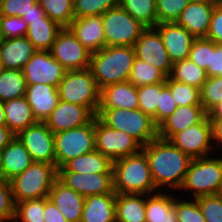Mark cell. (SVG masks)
Returning <instances> with one entry per match:
<instances>
[{"instance_id":"6da1fadb","label":"cell","mask_w":222,"mask_h":222,"mask_svg":"<svg viewBox=\"0 0 222 222\" xmlns=\"http://www.w3.org/2000/svg\"><path fill=\"white\" fill-rule=\"evenodd\" d=\"M142 151L146 154L153 182L159 191L163 186L172 190L182 187L192 160L188 154L159 137L142 146Z\"/></svg>"},{"instance_id":"7a4b0ae2","label":"cell","mask_w":222,"mask_h":222,"mask_svg":"<svg viewBox=\"0 0 222 222\" xmlns=\"http://www.w3.org/2000/svg\"><path fill=\"white\" fill-rule=\"evenodd\" d=\"M135 58L132 46H105L92 53L89 68L99 89L128 81Z\"/></svg>"},{"instance_id":"3957f363","label":"cell","mask_w":222,"mask_h":222,"mask_svg":"<svg viewBox=\"0 0 222 222\" xmlns=\"http://www.w3.org/2000/svg\"><path fill=\"white\" fill-rule=\"evenodd\" d=\"M114 192L116 194H153L156 188L146 154L125 156L113 162Z\"/></svg>"},{"instance_id":"277c9868","label":"cell","mask_w":222,"mask_h":222,"mask_svg":"<svg viewBox=\"0 0 222 222\" xmlns=\"http://www.w3.org/2000/svg\"><path fill=\"white\" fill-rule=\"evenodd\" d=\"M97 117L110 128L132 136L142 146L158 138V126L151 116L140 109H98Z\"/></svg>"},{"instance_id":"5b68a950","label":"cell","mask_w":222,"mask_h":222,"mask_svg":"<svg viewBox=\"0 0 222 222\" xmlns=\"http://www.w3.org/2000/svg\"><path fill=\"white\" fill-rule=\"evenodd\" d=\"M57 179L58 169L55 165L33 162L23 173L9 181L14 202L48 197Z\"/></svg>"},{"instance_id":"8992f818","label":"cell","mask_w":222,"mask_h":222,"mask_svg":"<svg viewBox=\"0 0 222 222\" xmlns=\"http://www.w3.org/2000/svg\"><path fill=\"white\" fill-rule=\"evenodd\" d=\"M57 89L60 100L85 106L97 116L101 90L90 68L67 70Z\"/></svg>"},{"instance_id":"52a82bcc","label":"cell","mask_w":222,"mask_h":222,"mask_svg":"<svg viewBox=\"0 0 222 222\" xmlns=\"http://www.w3.org/2000/svg\"><path fill=\"white\" fill-rule=\"evenodd\" d=\"M192 158L180 191H191L194 199L222 193V156Z\"/></svg>"},{"instance_id":"ba28073f","label":"cell","mask_w":222,"mask_h":222,"mask_svg":"<svg viewBox=\"0 0 222 222\" xmlns=\"http://www.w3.org/2000/svg\"><path fill=\"white\" fill-rule=\"evenodd\" d=\"M57 169L67 161L95 150V117L86 125L54 133Z\"/></svg>"},{"instance_id":"9c48e42d","label":"cell","mask_w":222,"mask_h":222,"mask_svg":"<svg viewBox=\"0 0 222 222\" xmlns=\"http://www.w3.org/2000/svg\"><path fill=\"white\" fill-rule=\"evenodd\" d=\"M106 46H134L146 29L120 5L102 15Z\"/></svg>"},{"instance_id":"30bf717a","label":"cell","mask_w":222,"mask_h":222,"mask_svg":"<svg viewBox=\"0 0 222 222\" xmlns=\"http://www.w3.org/2000/svg\"><path fill=\"white\" fill-rule=\"evenodd\" d=\"M95 150L114 162L139 153L142 145L132 136L110 128L95 116Z\"/></svg>"},{"instance_id":"8fae6325","label":"cell","mask_w":222,"mask_h":222,"mask_svg":"<svg viewBox=\"0 0 222 222\" xmlns=\"http://www.w3.org/2000/svg\"><path fill=\"white\" fill-rule=\"evenodd\" d=\"M50 52L66 70H82L90 67L92 53L83 46L68 27L59 31Z\"/></svg>"},{"instance_id":"7c38bea8","label":"cell","mask_w":222,"mask_h":222,"mask_svg":"<svg viewBox=\"0 0 222 222\" xmlns=\"http://www.w3.org/2000/svg\"><path fill=\"white\" fill-rule=\"evenodd\" d=\"M169 141L191 158L207 157L209 153H212L210 151L215 148V144L212 142V126L208 116L200 123L175 133Z\"/></svg>"},{"instance_id":"4fadbf2b","label":"cell","mask_w":222,"mask_h":222,"mask_svg":"<svg viewBox=\"0 0 222 222\" xmlns=\"http://www.w3.org/2000/svg\"><path fill=\"white\" fill-rule=\"evenodd\" d=\"M16 137L25 146L33 162H43L56 166L54 133L44 123L37 122L20 131Z\"/></svg>"},{"instance_id":"5bb4252c","label":"cell","mask_w":222,"mask_h":222,"mask_svg":"<svg viewBox=\"0 0 222 222\" xmlns=\"http://www.w3.org/2000/svg\"><path fill=\"white\" fill-rule=\"evenodd\" d=\"M66 69L53 58L50 51L37 50L24 65L22 72L26 84H48L58 87Z\"/></svg>"},{"instance_id":"9a60e30c","label":"cell","mask_w":222,"mask_h":222,"mask_svg":"<svg viewBox=\"0 0 222 222\" xmlns=\"http://www.w3.org/2000/svg\"><path fill=\"white\" fill-rule=\"evenodd\" d=\"M136 58L161 70L167 77L172 69V62L163 44L159 32L155 28H146L134 43Z\"/></svg>"},{"instance_id":"2e32d148","label":"cell","mask_w":222,"mask_h":222,"mask_svg":"<svg viewBox=\"0 0 222 222\" xmlns=\"http://www.w3.org/2000/svg\"><path fill=\"white\" fill-rule=\"evenodd\" d=\"M58 180L83 197L115 193L113 173L58 172Z\"/></svg>"},{"instance_id":"e0dca14e","label":"cell","mask_w":222,"mask_h":222,"mask_svg":"<svg viewBox=\"0 0 222 222\" xmlns=\"http://www.w3.org/2000/svg\"><path fill=\"white\" fill-rule=\"evenodd\" d=\"M95 115L85 106L59 100L56 108L45 120L53 133L88 124Z\"/></svg>"},{"instance_id":"ac0fdd59","label":"cell","mask_w":222,"mask_h":222,"mask_svg":"<svg viewBox=\"0 0 222 222\" xmlns=\"http://www.w3.org/2000/svg\"><path fill=\"white\" fill-rule=\"evenodd\" d=\"M160 34L172 63L188 59L196 39L184 27L173 23H159L154 27Z\"/></svg>"},{"instance_id":"d6986e66","label":"cell","mask_w":222,"mask_h":222,"mask_svg":"<svg viewBox=\"0 0 222 222\" xmlns=\"http://www.w3.org/2000/svg\"><path fill=\"white\" fill-rule=\"evenodd\" d=\"M215 3L191 1L181 12L176 23L195 38H206Z\"/></svg>"},{"instance_id":"ffe728a7","label":"cell","mask_w":222,"mask_h":222,"mask_svg":"<svg viewBox=\"0 0 222 222\" xmlns=\"http://www.w3.org/2000/svg\"><path fill=\"white\" fill-rule=\"evenodd\" d=\"M68 28L91 53L106 46L102 15L74 18Z\"/></svg>"},{"instance_id":"44dd1931","label":"cell","mask_w":222,"mask_h":222,"mask_svg":"<svg viewBox=\"0 0 222 222\" xmlns=\"http://www.w3.org/2000/svg\"><path fill=\"white\" fill-rule=\"evenodd\" d=\"M207 113L202 105L178 106L177 109L158 126V137L169 140L175 133L200 123Z\"/></svg>"},{"instance_id":"7402d4cb","label":"cell","mask_w":222,"mask_h":222,"mask_svg":"<svg viewBox=\"0 0 222 222\" xmlns=\"http://www.w3.org/2000/svg\"><path fill=\"white\" fill-rule=\"evenodd\" d=\"M24 97L37 122H45L60 100L56 86L37 83L27 85Z\"/></svg>"},{"instance_id":"603a6c76","label":"cell","mask_w":222,"mask_h":222,"mask_svg":"<svg viewBox=\"0 0 222 222\" xmlns=\"http://www.w3.org/2000/svg\"><path fill=\"white\" fill-rule=\"evenodd\" d=\"M36 51L26 36L0 39V61L3 69L22 70Z\"/></svg>"},{"instance_id":"cb8c5ba5","label":"cell","mask_w":222,"mask_h":222,"mask_svg":"<svg viewBox=\"0 0 222 222\" xmlns=\"http://www.w3.org/2000/svg\"><path fill=\"white\" fill-rule=\"evenodd\" d=\"M48 198L56 205L68 222H80L85 197L66 187L57 179L51 187Z\"/></svg>"},{"instance_id":"d4e9b609","label":"cell","mask_w":222,"mask_h":222,"mask_svg":"<svg viewBox=\"0 0 222 222\" xmlns=\"http://www.w3.org/2000/svg\"><path fill=\"white\" fill-rule=\"evenodd\" d=\"M139 109L137 87L129 81L108 85L101 89L99 109Z\"/></svg>"},{"instance_id":"484cf974","label":"cell","mask_w":222,"mask_h":222,"mask_svg":"<svg viewBox=\"0 0 222 222\" xmlns=\"http://www.w3.org/2000/svg\"><path fill=\"white\" fill-rule=\"evenodd\" d=\"M116 193L85 197L80 222H116Z\"/></svg>"},{"instance_id":"4316f807","label":"cell","mask_w":222,"mask_h":222,"mask_svg":"<svg viewBox=\"0 0 222 222\" xmlns=\"http://www.w3.org/2000/svg\"><path fill=\"white\" fill-rule=\"evenodd\" d=\"M2 179L10 181L23 173L32 163L30 153L15 136L3 149Z\"/></svg>"},{"instance_id":"83f0119b","label":"cell","mask_w":222,"mask_h":222,"mask_svg":"<svg viewBox=\"0 0 222 222\" xmlns=\"http://www.w3.org/2000/svg\"><path fill=\"white\" fill-rule=\"evenodd\" d=\"M5 125L17 135L28 126L37 123L32 108L24 96L4 102Z\"/></svg>"},{"instance_id":"f1b7e54d","label":"cell","mask_w":222,"mask_h":222,"mask_svg":"<svg viewBox=\"0 0 222 222\" xmlns=\"http://www.w3.org/2000/svg\"><path fill=\"white\" fill-rule=\"evenodd\" d=\"M58 172L113 173V162L97 150L67 161Z\"/></svg>"},{"instance_id":"f546056e","label":"cell","mask_w":222,"mask_h":222,"mask_svg":"<svg viewBox=\"0 0 222 222\" xmlns=\"http://www.w3.org/2000/svg\"><path fill=\"white\" fill-rule=\"evenodd\" d=\"M158 191L146 195V222H178L174 196Z\"/></svg>"},{"instance_id":"4dcf8cb0","label":"cell","mask_w":222,"mask_h":222,"mask_svg":"<svg viewBox=\"0 0 222 222\" xmlns=\"http://www.w3.org/2000/svg\"><path fill=\"white\" fill-rule=\"evenodd\" d=\"M146 194H116V222H146Z\"/></svg>"},{"instance_id":"1f68e13d","label":"cell","mask_w":222,"mask_h":222,"mask_svg":"<svg viewBox=\"0 0 222 222\" xmlns=\"http://www.w3.org/2000/svg\"><path fill=\"white\" fill-rule=\"evenodd\" d=\"M62 28L50 18H41V20L29 21L25 36L36 50L50 51Z\"/></svg>"},{"instance_id":"d6a6232c","label":"cell","mask_w":222,"mask_h":222,"mask_svg":"<svg viewBox=\"0 0 222 222\" xmlns=\"http://www.w3.org/2000/svg\"><path fill=\"white\" fill-rule=\"evenodd\" d=\"M168 77L172 80L201 89L208 76L206 70L202 69L189 59H185L172 63V69Z\"/></svg>"},{"instance_id":"836d02e7","label":"cell","mask_w":222,"mask_h":222,"mask_svg":"<svg viewBox=\"0 0 222 222\" xmlns=\"http://www.w3.org/2000/svg\"><path fill=\"white\" fill-rule=\"evenodd\" d=\"M119 5L146 28L158 24L156 0H119Z\"/></svg>"},{"instance_id":"e575fe53","label":"cell","mask_w":222,"mask_h":222,"mask_svg":"<svg viewBox=\"0 0 222 222\" xmlns=\"http://www.w3.org/2000/svg\"><path fill=\"white\" fill-rule=\"evenodd\" d=\"M26 79L22 70L3 69L0 74V100L5 102L24 96Z\"/></svg>"},{"instance_id":"d590c367","label":"cell","mask_w":222,"mask_h":222,"mask_svg":"<svg viewBox=\"0 0 222 222\" xmlns=\"http://www.w3.org/2000/svg\"><path fill=\"white\" fill-rule=\"evenodd\" d=\"M167 76L158 68L135 58L128 81L135 87L166 81Z\"/></svg>"},{"instance_id":"8d00e7d4","label":"cell","mask_w":222,"mask_h":222,"mask_svg":"<svg viewBox=\"0 0 222 222\" xmlns=\"http://www.w3.org/2000/svg\"><path fill=\"white\" fill-rule=\"evenodd\" d=\"M45 14L61 27H68L74 19L73 0H38Z\"/></svg>"},{"instance_id":"74e56055","label":"cell","mask_w":222,"mask_h":222,"mask_svg":"<svg viewBox=\"0 0 222 222\" xmlns=\"http://www.w3.org/2000/svg\"><path fill=\"white\" fill-rule=\"evenodd\" d=\"M165 82L142 85L137 87L139 109L151 116L157 125V105L160 100L161 89Z\"/></svg>"},{"instance_id":"f35d334b","label":"cell","mask_w":222,"mask_h":222,"mask_svg":"<svg viewBox=\"0 0 222 222\" xmlns=\"http://www.w3.org/2000/svg\"><path fill=\"white\" fill-rule=\"evenodd\" d=\"M165 85L170 89L177 106L202 105L200 89L179 81L166 78Z\"/></svg>"},{"instance_id":"ab89813d","label":"cell","mask_w":222,"mask_h":222,"mask_svg":"<svg viewBox=\"0 0 222 222\" xmlns=\"http://www.w3.org/2000/svg\"><path fill=\"white\" fill-rule=\"evenodd\" d=\"M44 198L15 203L13 222H45Z\"/></svg>"},{"instance_id":"60d3db41","label":"cell","mask_w":222,"mask_h":222,"mask_svg":"<svg viewBox=\"0 0 222 222\" xmlns=\"http://www.w3.org/2000/svg\"><path fill=\"white\" fill-rule=\"evenodd\" d=\"M119 5V0H73L74 18L103 15Z\"/></svg>"},{"instance_id":"b9f144b4","label":"cell","mask_w":222,"mask_h":222,"mask_svg":"<svg viewBox=\"0 0 222 222\" xmlns=\"http://www.w3.org/2000/svg\"><path fill=\"white\" fill-rule=\"evenodd\" d=\"M200 102L206 113L222 102V76L207 77L200 89Z\"/></svg>"},{"instance_id":"7bdbcfd3","label":"cell","mask_w":222,"mask_h":222,"mask_svg":"<svg viewBox=\"0 0 222 222\" xmlns=\"http://www.w3.org/2000/svg\"><path fill=\"white\" fill-rule=\"evenodd\" d=\"M190 2L191 0H156L158 24L176 22Z\"/></svg>"},{"instance_id":"ee69618b","label":"cell","mask_w":222,"mask_h":222,"mask_svg":"<svg viewBox=\"0 0 222 222\" xmlns=\"http://www.w3.org/2000/svg\"><path fill=\"white\" fill-rule=\"evenodd\" d=\"M174 206L178 222H206L197 199L179 200L174 195Z\"/></svg>"},{"instance_id":"f6af8a7d","label":"cell","mask_w":222,"mask_h":222,"mask_svg":"<svg viewBox=\"0 0 222 222\" xmlns=\"http://www.w3.org/2000/svg\"><path fill=\"white\" fill-rule=\"evenodd\" d=\"M196 199L206 222H222V193Z\"/></svg>"},{"instance_id":"bcb514c9","label":"cell","mask_w":222,"mask_h":222,"mask_svg":"<svg viewBox=\"0 0 222 222\" xmlns=\"http://www.w3.org/2000/svg\"><path fill=\"white\" fill-rule=\"evenodd\" d=\"M27 24L22 17L0 15V39L24 37Z\"/></svg>"},{"instance_id":"7dc6e473","label":"cell","mask_w":222,"mask_h":222,"mask_svg":"<svg viewBox=\"0 0 222 222\" xmlns=\"http://www.w3.org/2000/svg\"><path fill=\"white\" fill-rule=\"evenodd\" d=\"M211 58V40L196 38L191 46L188 59L207 71Z\"/></svg>"},{"instance_id":"c3c4849f","label":"cell","mask_w":222,"mask_h":222,"mask_svg":"<svg viewBox=\"0 0 222 222\" xmlns=\"http://www.w3.org/2000/svg\"><path fill=\"white\" fill-rule=\"evenodd\" d=\"M15 202L9 181L0 179V222H13Z\"/></svg>"},{"instance_id":"681fc988","label":"cell","mask_w":222,"mask_h":222,"mask_svg":"<svg viewBox=\"0 0 222 222\" xmlns=\"http://www.w3.org/2000/svg\"><path fill=\"white\" fill-rule=\"evenodd\" d=\"M38 0H0V15L22 17L28 14Z\"/></svg>"},{"instance_id":"f907efd6","label":"cell","mask_w":222,"mask_h":222,"mask_svg":"<svg viewBox=\"0 0 222 222\" xmlns=\"http://www.w3.org/2000/svg\"><path fill=\"white\" fill-rule=\"evenodd\" d=\"M176 101L170 92V89L165 85L160 92V100L157 105V126L167 119L176 109Z\"/></svg>"},{"instance_id":"816d5d0a","label":"cell","mask_w":222,"mask_h":222,"mask_svg":"<svg viewBox=\"0 0 222 222\" xmlns=\"http://www.w3.org/2000/svg\"><path fill=\"white\" fill-rule=\"evenodd\" d=\"M206 38L214 41L216 44H222V0H218L215 3Z\"/></svg>"},{"instance_id":"f5cc1de1","label":"cell","mask_w":222,"mask_h":222,"mask_svg":"<svg viewBox=\"0 0 222 222\" xmlns=\"http://www.w3.org/2000/svg\"><path fill=\"white\" fill-rule=\"evenodd\" d=\"M208 77L222 76V46L211 40V58L207 67Z\"/></svg>"},{"instance_id":"db71d44e","label":"cell","mask_w":222,"mask_h":222,"mask_svg":"<svg viewBox=\"0 0 222 222\" xmlns=\"http://www.w3.org/2000/svg\"><path fill=\"white\" fill-rule=\"evenodd\" d=\"M44 221L45 222H68L56 205L48 198H44Z\"/></svg>"},{"instance_id":"11a10c76","label":"cell","mask_w":222,"mask_h":222,"mask_svg":"<svg viewBox=\"0 0 222 222\" xmlns=\"http://www.w3.org/2000/svg\"><path fill=\"white\" fill-rule=\"evenodd\" d=\"M23 20L26 22L27 26L29 25V21L41 20V18H49L46 14L39 2L33 5L32 10L28 14H24L22 16Z\"/></svg>"},{"instance_id":"9f6ffc18","label":"cell","mask_w":222,"mask_h":222,"mask_svg":"<svg viewBox=\"0 0 222 222\" xmlns=\"http://www.w3.org/2000/svg\"><path fill=\"white\" fill-rule=\"evenodd\" d=\"M212 126V142H214L215 147L222 146V118H209ZM219 143V144H218Z\"/></svg>"},{"instance_id":"6f0895ef","label":"cell","mask_w":222,"mask_h":222,"mask_svg":"<svg viewBox=\"0 0 222 222\" xmlns=\"http://www.w3.org/2000/svg\"><path fill=\"white\" fill-rule=\"evenodd\" d=\"M16 135L5 125L0 126V149H4Z\"/></svg>"},{"instance_id":"680465c9","label":"cell","mask_w":222,"mask_h":222,"mask_svg":"<svg viewBox=\"0 0 222 222\" xmlns=\"http://www.w3.org/2000/svg\"><path fill=\"white\" fill-rule=\"evenodd\" d=\"M208 118H222V102L215 105L208 113Z\"/></svg>"},{"instance_id":"91938a15","label":"cell","mask_w":222,"mask_h":222,"mask_svg":"<svg viewBox=\"0 0 222 222\" xmlns=\"http://www.w3.org/2000/svg\"><path fill=\"white\" fill-rule=\"evenodd\" d=\"M0 126H5L4 102L0 100Z\"/></svg>"},{"instance_id":"94428289","label":"cell","mask_w":222,"mask_h":222,"mask_svg":"<svg viewBox=\"0 0 222 222\" xmlns=\"http://www.w3.org/2000/svg\"><path fill=\"white\" fill-rule=\"evenodd\" d=\"M2 157H3V150L0 149V179H2V165H3Z\"/></svg>"},{"instance_id":"6125c7cd","label":"cell","mask_w":222,"mask_h":222,"mask_svg":"<svg viewBox=\"0 0 222 222\" xmlns=\"http://www.w3.org/2000/svg\"><path fill=\"white\" fill-rule=\"evenodd\" d=\"M191 1L216 3L218 0H191Z\"/></svg>"},{"instance_id":"be15d7a7","label":"cell","mask_w":222,"mask_h":222,"mask_svg":"<svg viewBox=\"0 0 222 222\" xmlns=\"http://www.w3.org/2000/svg\"><path fill=\"white\" fill-rule=\"evenodd\" d=\"M3 71V66H2V62L0 61V74Z\"/></svg>"}]
</instances>
